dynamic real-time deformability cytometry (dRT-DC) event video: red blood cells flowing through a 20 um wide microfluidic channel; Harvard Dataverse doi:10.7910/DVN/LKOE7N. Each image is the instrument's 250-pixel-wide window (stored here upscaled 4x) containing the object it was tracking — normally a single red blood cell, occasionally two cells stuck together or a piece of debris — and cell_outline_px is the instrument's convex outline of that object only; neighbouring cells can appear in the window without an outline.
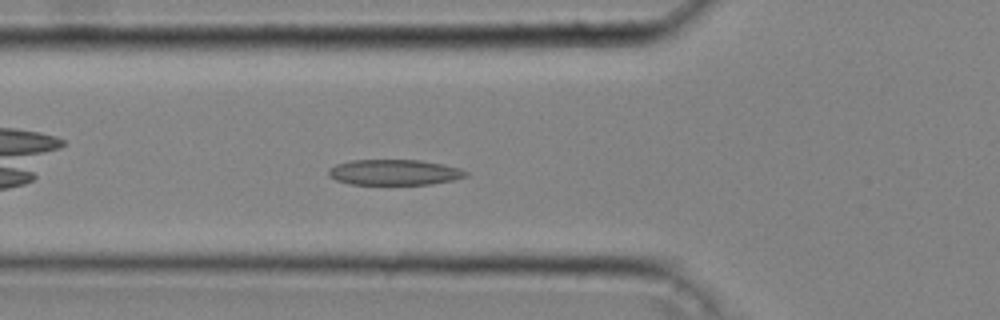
{"species": "common noctule bat (a hibernating species)", "species_latin": "Nyctalus noctula", "temperature_condition": "cold", "stored_images_in_passage": 35, "camera_frame_rate_fps": 3000, "um_per_image_px": 0.085, "animal": {"sex": "male", "body_mass_g": 20.4}, "frame": {"image": 1, "passage_image": 7, "time_ms": 2.0, "image_size_px": [1000, 320], "cell_outline_px": [[468, 172], [464, 176], [452, 180], [428, 184], [348, 184], [336, 180], [328, 176], [328, 168], [336, 164], [352, 160], [420, 160], [444, 164], [460, 168]], "centroid_in_image_um": [33.47, 14.64], "position_along_channel_um": 92.3, "area_um2": 20.4}}
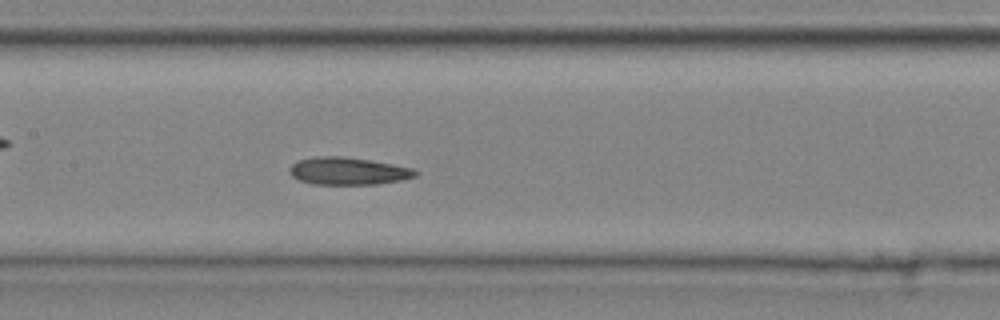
{"frame": {"image": 2, "passage_image": 13, "time_ms": 4.0, "image_size_px": [1000, 320], "cell_outline_px": [[420, 172], [416, 176], [404, 180], [376, 184], [312, 184], [300, 180], [292, 176], [288, 168], [296, 160], [316, 156], [344, 156], [392, 164], [412, 168]], "centroid_in_image_um": [29.58, 14.54], "position_along_channel_um": 177.8, "area_um2": 20.23}}
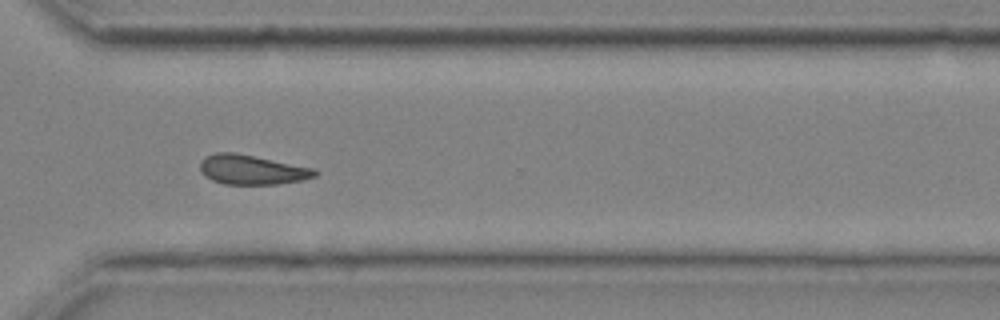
{"frame": {"image": 3, "passage_image": 25, "time_ms": 8.0, "image_size_px": [1000, 320], "cell_outline_px": [[320, 172], [316, 176], [304, 180], [276, 184], [224, 184], [212, 180], [204, 176], [200, 172], [200, 160], [204, 156], [216, 152], [236, 152], [316, 168]], "centroid_in_image_um": [21.42, 14.41], "position_along_channel_um": 349.2, "area_um2": 20.23}, "authors_computed_cell_mechanics": {"area_um2": 19.8254, "velocity_mm_per_s": 4.2696, "shape_relaxation_time_tau1_ms": null, "shape_relaxation_time_tau2_ms": 3.4358, "deformation_change_tau1": null, "deformation_change_tau2": 0.1029}}